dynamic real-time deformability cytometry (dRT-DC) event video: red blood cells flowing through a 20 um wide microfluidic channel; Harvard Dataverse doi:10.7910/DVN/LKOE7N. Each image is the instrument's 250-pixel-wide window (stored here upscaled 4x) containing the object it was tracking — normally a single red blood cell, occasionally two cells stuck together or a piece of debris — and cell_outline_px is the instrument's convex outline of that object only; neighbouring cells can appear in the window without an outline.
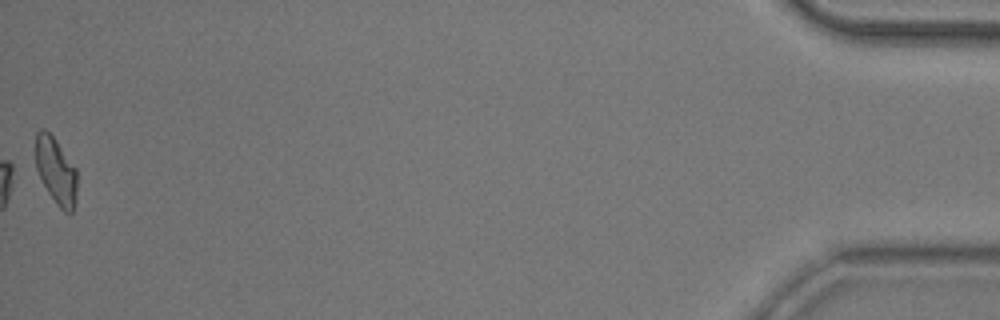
{"species": "common noctule bat (a hibernating species)", "species_latin": "Nyctalus noctula", "temperature_condition": "room temperature", "stored_images_in_passage": 53, "camera_frame_rate_fps": 3000, "um_per_image_px": 0.085, "animal": {"sex": "male", "body_mass_g": 20.5, "forearm_length_mm": 52.5}, "frame": {"image": 1, "passage_image": 53, "time_ms": 17.333, "image_size_px": [1000, 320], "cell_outline_px": [[76, 200], [72, 212], [64, 212], [56, 204], [48, 192], [36, 168], [36, 132], [40, 128], [44, 128], [56, 140], [76, 168]], "centroid_in_image_um": [4.76, 14.52], "position_along_channel_um": 430.4, "area_um2": 15.95}, "authors_computed_cell_mechanics": {"area_um2": 16.9354, "velocity_mm_per_s": 3.753, "shape_relaxation_time_tau1_ms": 6.7889, "shape_relaxation_time_tau2_ms": 5.6347, "deformation_change_tau1": 0.1736, "deformation_change_tau2": 0.1201}}